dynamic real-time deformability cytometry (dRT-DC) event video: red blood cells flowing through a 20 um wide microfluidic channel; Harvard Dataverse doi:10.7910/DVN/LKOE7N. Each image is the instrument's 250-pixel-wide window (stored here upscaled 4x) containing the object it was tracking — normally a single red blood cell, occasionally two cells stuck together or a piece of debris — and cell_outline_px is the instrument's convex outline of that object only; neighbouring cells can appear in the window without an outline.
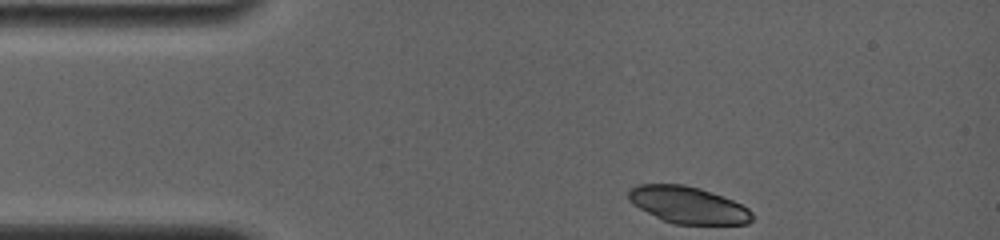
{"species": "common noctule bat (a hibernating species)", "species_latin": "Nyctalus noctula", "temperature_condition": "room temperature", "stored_images_in_passage": 7, "camera_frame_rate_fps": 4000, "um_per_image_px": 0.085, "animal": {"sex": "female", "body_mass_g": 19.0, "forearm_length_mm": 56.7}, "frame": {"image": 1, "passage_image": 1, "time_ms": 0.0, "image_size_px": [1000, 240], "cell_outline_px": [[752, 220], [748, 224], [672, 224], [632, 204], [628, 200], [628, 192], [636, 184], [684, 184], [700, 188], [732, 200], [748, 208], [752, 212]], "centroid_in_image_um": [58.48, 17.42], "position_along_channel_um": 26.5, "area_um2": 26.41}}